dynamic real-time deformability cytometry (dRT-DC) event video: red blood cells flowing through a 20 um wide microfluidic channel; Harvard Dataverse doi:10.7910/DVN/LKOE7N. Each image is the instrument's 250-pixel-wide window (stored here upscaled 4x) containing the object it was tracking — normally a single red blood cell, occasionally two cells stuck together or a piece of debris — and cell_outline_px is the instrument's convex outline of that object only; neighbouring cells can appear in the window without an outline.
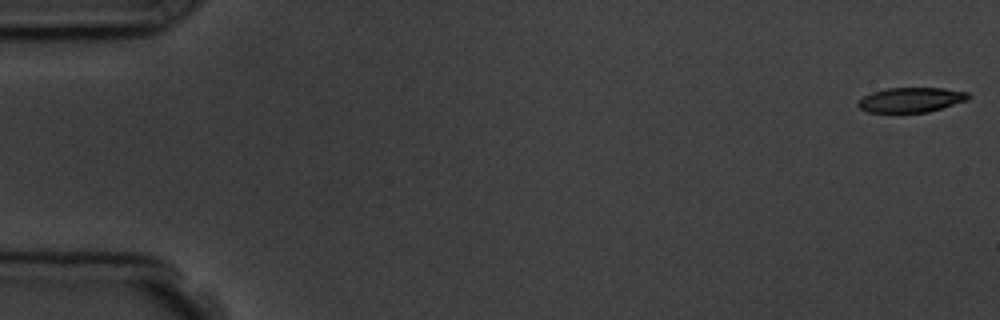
{"species": "common noctule bat (a hibernating species)", "species_latin": "Nyctalus noctula", "temperature_condition": "room temperature", "stored_images_in_passage": 6, "camera_frame_rate_fps": 3000, "um_per_image_px": 0.085, "animal": {"sex": "male", "body_mass_g": 19.5, "forearm_length_mm": 54.6}, "frame": {"image": 1, "passage_image": 1, "time_ms": 0.0, "image_size_px": [1000, 320], "cell_outline_px": [[972, 96], [968, 100], [928, 112], [868, 112], [860, 108], [856, 104], [856, 100], [872, 92], [888, 88], [944, 88], [968, 92]], "centroid_in_image_um": [77.44, 8.48], "position_along_channel_um": 7.6, "area_um2": 16.01}}
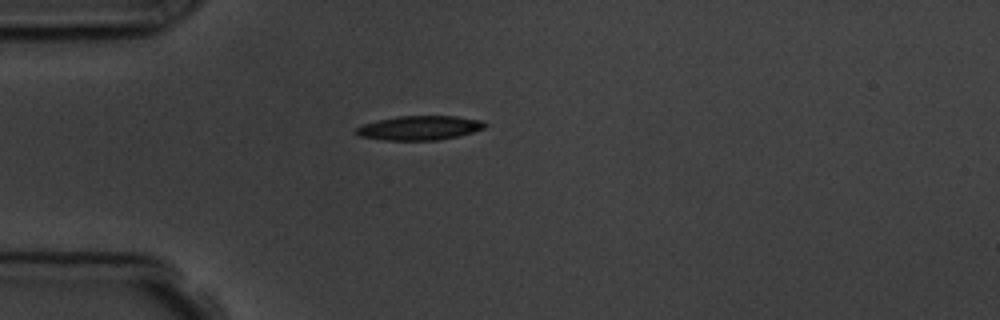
{"frame": {"image": 2, "passage_image": 5, "time_ms": 4.667, "image_size_px": [1000, 320], "cell_outline_px": [[488, 124], [484, 128], [472, 132], [456, 136], [436, 140], [384, 140], [360, 136], [352, 132], [356, 128], [364, 124], [376, 120], [400, 116], [456, 116], [480, 120]], "centroid_in_image_um": [35.62, 10.87], "position_along_channel_um": 49.4, "area_um2": 18.09}}